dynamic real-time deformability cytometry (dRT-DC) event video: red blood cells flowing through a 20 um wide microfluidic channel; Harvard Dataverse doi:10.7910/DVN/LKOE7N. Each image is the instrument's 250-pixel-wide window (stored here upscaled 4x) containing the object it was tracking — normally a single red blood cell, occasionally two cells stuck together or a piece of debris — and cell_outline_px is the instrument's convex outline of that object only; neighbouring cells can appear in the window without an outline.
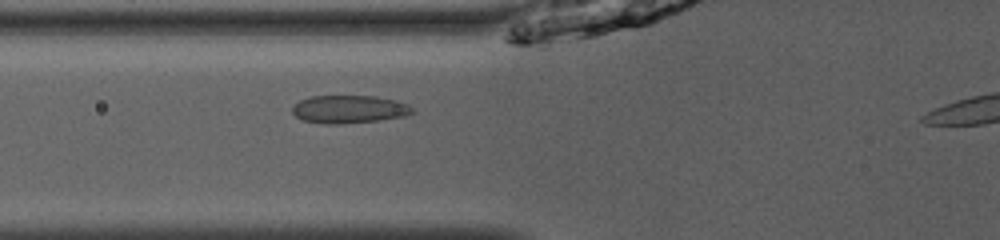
{"species": "common noctule bat (a hibernating species)", "species_latin": "Nyctalus noctula", "temperature_condition": "room temperature", "stored_images_in_passage": 34, "camera_frame_rate_fps": 3000, "um_per_image_px": 0.085, "animal": {"sex": "male", "body_mass_g": 13.0, "forearm_length_mm": 53.1}, "frame": {"image": 1, "passage_image": 7, "time_ms": 2.0, "image_size_px": [1000, 240], "cell_outline_px": [[416, 112], [404, 116], [380, 120], [340, 124], [324, 124], [304, 120], [296, 116], [292, 112], [292, 108], [300, 100], [312, 96], [376, 96], [396, 100], [408, 104]], "centroid_in_image_um": [29.7, 9.28], "position_along_channel_um": 96.1, "area_um2": 19.54}}
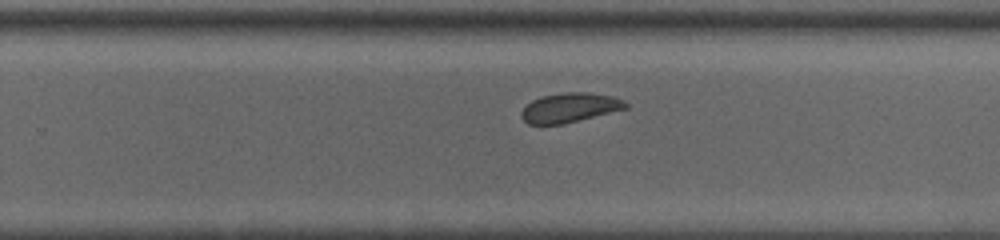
{"frame": {"image": 2, "passage_image": 21, "time_ms": 6.667, "image_size_px": [1000, 240], "cell_outline_px": [[628, 108], [564, 124], [528, 124], [520, 116], [520, 112], [532, 100], [544, 96], [564, 92], [588, 92], [612, 96], [624, 100], [628, 104]], "centroid_in_image_um": [48.44, 9.15], "position_along_channel_um": 281.4, "area_um2": 17.86}}
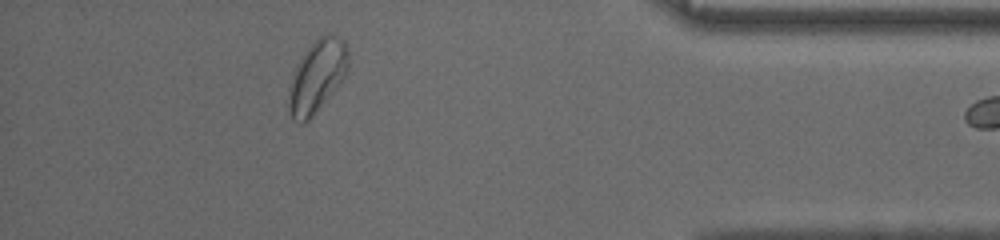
{"frame": {"image": 3, "passage_image": 33, "time_ms": 10.667, "image_size_px": [1000, 240], "cell_outline_px": [[348, 68], [344, 76], [336, 88], [312, 116], [304, 124], [300, 124], [292, 120], [288, 112], [288, 88], [292, 76], [304, 52], [320, 36], [328, 32], [344, 40], [348, 52]], "centroid_in_image_um": [26.93, 6.51], "position_along_channel_um": 408.3, "area_um2": 24.97}}